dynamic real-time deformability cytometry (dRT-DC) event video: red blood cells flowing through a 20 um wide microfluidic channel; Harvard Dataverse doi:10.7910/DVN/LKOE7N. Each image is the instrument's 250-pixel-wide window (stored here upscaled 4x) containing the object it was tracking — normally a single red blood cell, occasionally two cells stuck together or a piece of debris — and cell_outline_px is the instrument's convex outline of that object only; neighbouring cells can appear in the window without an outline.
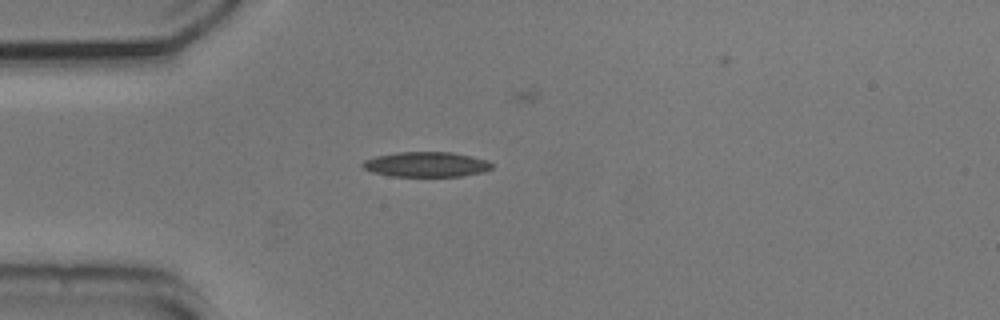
{"species": "common noctule bat (a hibernating species)", "species_latin": "Nyctalus noctula", "temperature_condition": "cold", "stored_images_in_passage": 5, "camera_frame_rate_fps": 3000, "um_per_image_px": 0.085, "animal": {"sex": "male", "body_mass_g": 20.5, "forearm_length_mm": 52.5}, "frame": {"image": 1, "passage_image": 1, "time_ms": 0.0, "image_size_px": [1000, 320], "cell_outline_px": [[492, 168], [484, 172], [460, 176], [392, 176], [372, 172], [364, 168], [360, 164], [364, 160], [376, 156], [396, 152], [452, 152], [472, 156], [488, 160], [492, 164]], "centroid_in_image_um": [36.24, 13.97], "position_along_channel_um": 48.8, "area_um2": 18.9}}